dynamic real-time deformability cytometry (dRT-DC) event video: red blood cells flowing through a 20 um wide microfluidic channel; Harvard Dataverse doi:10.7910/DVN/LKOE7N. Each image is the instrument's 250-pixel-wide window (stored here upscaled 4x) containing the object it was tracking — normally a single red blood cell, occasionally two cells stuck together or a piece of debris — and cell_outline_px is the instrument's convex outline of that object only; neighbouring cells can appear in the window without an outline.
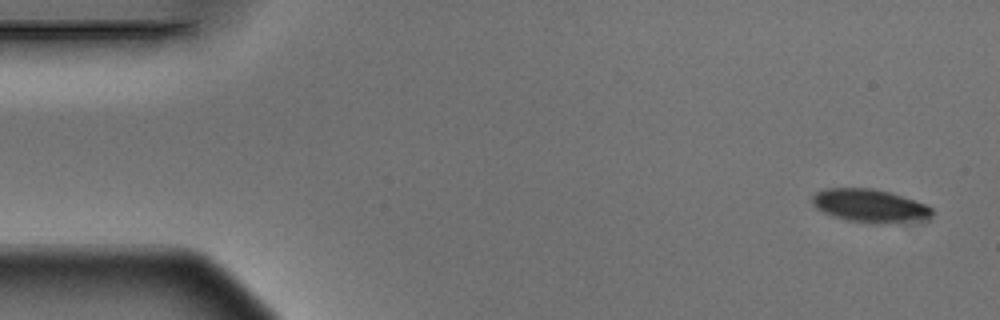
{"species": "Egyptian fruit bat (a non-hibernating species)", "species_latin": "Rousettus aegyptiacus", "temperature_condition": "warm", "stored_images_in_passage": 4, "camera_frame_rate_fps": 3000, "um_per_image_px": 0.085, "animal": {"sex": "male"}, "frame": {"image": 1, "passage_image": 1, "time_ms": 0.0, "image_size_px": [1000, 320], "cell_outline_px": [[932, 216], [928, 220], [888, 224], [876, 224], [848, 220], [824, 212], [816, 208], [812, 204], [812, 196], [816, 192], [824, 188], [872, 188], [888, 192], [916, 200], [928, 204], [932, 208]], "centroid_in_image_um": [74.0, 17.5], "position_along_channel_um": 11.0, "area_um2": 23.47}}
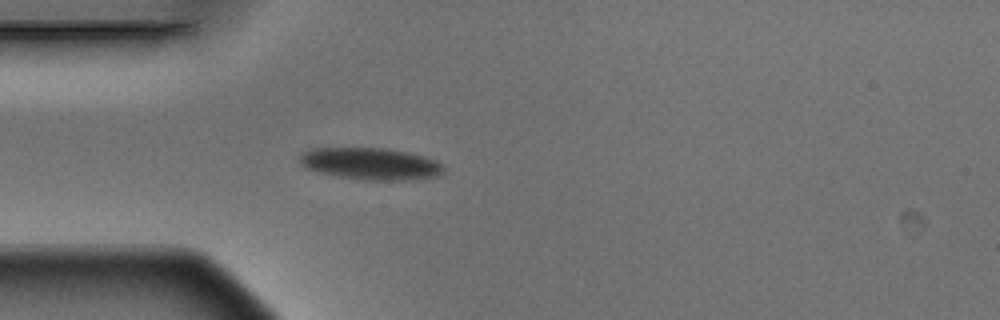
{"frame": {"image": 2, "passage_image": 4, "time_ms": 1.0, "image_size_px": [1000, 320], "cell_outline_px": [[444, 172], [440, 176], [412, 180], [364, 180], [336, 176], [304, 168], [300, 164], [300, 152], [312, 148], [388, 148], [408, 152], [424, 156], [436, 160], [444, 168]], "centroid_in_image_um": [31.5, 13.92], "position_along_channel_um": 53.5, "area_um2": 27.11}}